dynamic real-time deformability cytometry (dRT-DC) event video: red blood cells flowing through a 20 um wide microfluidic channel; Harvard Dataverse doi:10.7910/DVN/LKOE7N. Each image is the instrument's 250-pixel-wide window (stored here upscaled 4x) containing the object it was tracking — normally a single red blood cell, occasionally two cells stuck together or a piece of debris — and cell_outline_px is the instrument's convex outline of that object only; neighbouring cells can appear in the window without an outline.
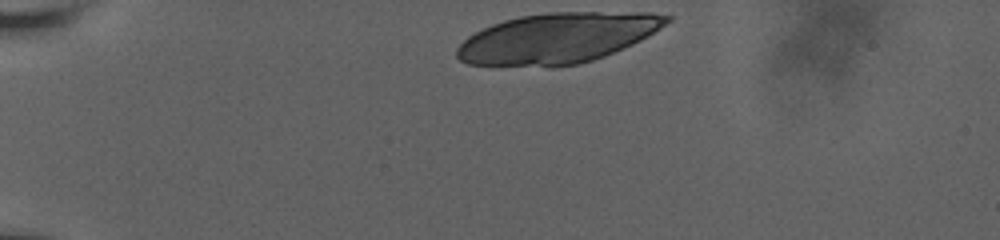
{"species": "human", "species_latin": "Homo sapiens", "temperature_condition": "room temperature", "stored_images_in_passage": 18, "segment_of_instrument_passage": [1, 2], "camera_frame_rate_fps": 3000, "um_per_image_px": 0.085, "donor": {"sex": "male"}, "frame": {"image": 1, "passage_image": 1, "time_ms": 0.0, "image_size_px": [1000, 240], "cell_outline_px": [[672, 20], [648, 36], [632, 44], [604, 56], [580, 64], [552, 68], [468, 64], [460, 60], [456, 56], [456, 48], [468, 36], [492, 24], [504, 20], [520, 16], [548, 12], [652, 12], [672, 16]], "centroid_in_image_um": [47.38, 3.25], "position_along_channel_um": 37.6, "area_um2": 61.96}}